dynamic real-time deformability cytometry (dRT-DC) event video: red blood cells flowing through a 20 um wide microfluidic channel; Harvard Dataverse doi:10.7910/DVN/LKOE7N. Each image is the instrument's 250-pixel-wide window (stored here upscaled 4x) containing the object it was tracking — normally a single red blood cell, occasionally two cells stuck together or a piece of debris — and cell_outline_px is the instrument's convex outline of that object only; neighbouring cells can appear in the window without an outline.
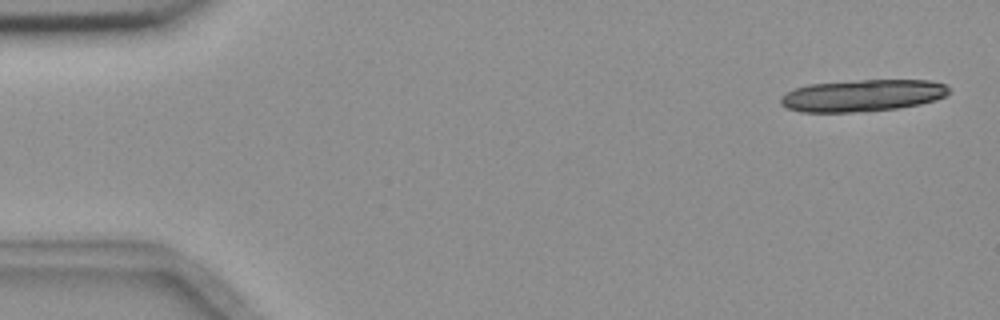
{"species": "common noctule bat (a hibernating species)", "species_latin": "Nyctalus noctula", "temperature_condition": "room temperature", "stored_images_in_passage": 6, "camera_frame_rate_fps": 3000, "um_per_image_px": 0.085, "animal": {"sex": "female", "body_mass_g": 18.4}, "frame": {"image": 1, "passage_image": 1, "time_ms": 0.0, "image_size_px": [1000, 320], "cell_outline_px": [[948, 92], [944, 96], [920, 104], [896, 108], [852, 112], [800, 112], [788, 108], [780, 104], [780, 96], [796, 88], [808, 84], [860, 80], [928, 80], [944, 84], [948, 88]], "centroid_in_image_um": [73.25, 8.11], "position_along_channel_um": 11.7, "area_um2": 30.98}}